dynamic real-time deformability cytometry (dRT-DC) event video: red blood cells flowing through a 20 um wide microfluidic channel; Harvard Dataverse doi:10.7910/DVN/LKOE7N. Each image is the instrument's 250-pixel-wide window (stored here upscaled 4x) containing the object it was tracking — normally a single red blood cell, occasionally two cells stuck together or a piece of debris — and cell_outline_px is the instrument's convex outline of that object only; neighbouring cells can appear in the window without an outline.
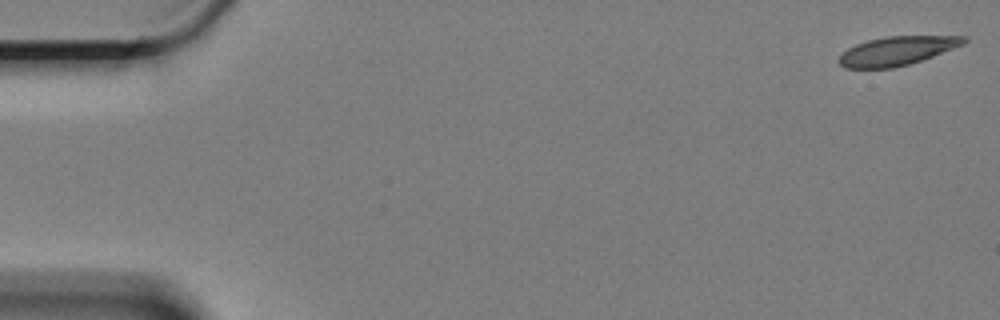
{"species": "Egyptian fruit bat (a non-hibernating species)", "species_latin": "Rousettus aegyptiacus", "temperature_condition": "cold", "stored_images_in_passage": 60, "camera_frame_rate_fps": 3000, "um_per_image_px": 0.085, "animal": {"sex": "female"}, "frame": {"image": 1, "passage_image": 1, "time_ms": 0.0, "image_size_px": [1000, 320], "cell_outline_px": [[968, 40], [964, 44], [932, 56], [908, 64], [892, 68], [844, 68], [836, 60], [848, 48], [856, 44], [868, 40], [884, 36], [968, 36]], "centroid_in_image_um": [76.23, 4.31], "position_along_channel_um": 8.8, "area_um2": 20.87}}
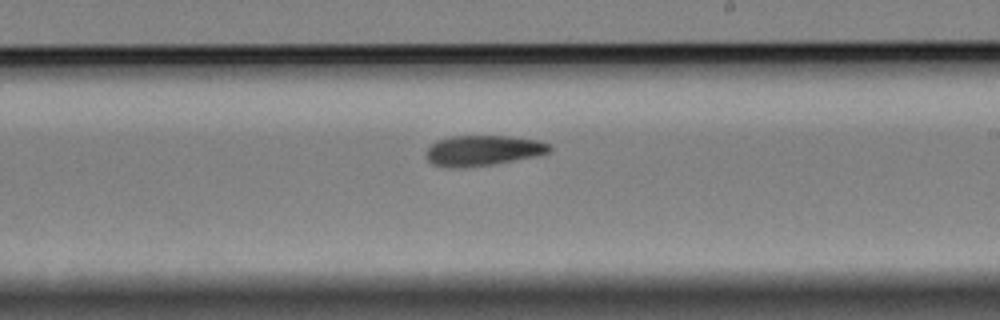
{"frame": {"image": 2, "passage_image": 35, "time_ms": 11.333, "image_size_px": [1000, 320], "cell_outline_px": [[552, 152], [536, 156], [492, 164], [460, 168], [452, 168], [432, 164], [428, 160], [424, 152], [436, 140], [452, 136], [508, 136], [540, 140], [548, 144], [552, 148]], "centroid_in_image_um": [41.05, 12.79], "position_along_channel_um": 248.0, "area_um2": 21.96}}
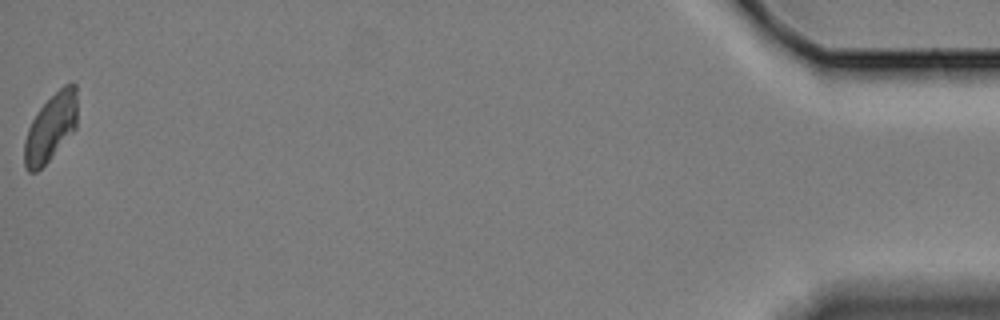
{"frame": {"image": 3, "passage_image": 60, "time_ms": 19.667, "image_size_px": [1000, 320], "cell_outline_px": [[76, 128], [48, 160], [36, 172], [28, 172], [24, 168], [24, 140], [28, 128], [32, 120], [40, 108], [64, 84], [72, 80], [76, 84]], "centroid_in_image_um": [4.3, 10.83], "position_along_channel_um": 430.9, "area_um2": 20.58}, "authors_computed_cell_mechanics": {"area_um2": 21.964, "velocity_mm_per_s": 3.3201, "shape_relaxation_time_tau1_ms": 10.0787, "shape_relaxation_time_tau2_ms": 10.5533, "deformation_change_tau1": 0.1573, "deformation_change_tau2": 0.1432}}